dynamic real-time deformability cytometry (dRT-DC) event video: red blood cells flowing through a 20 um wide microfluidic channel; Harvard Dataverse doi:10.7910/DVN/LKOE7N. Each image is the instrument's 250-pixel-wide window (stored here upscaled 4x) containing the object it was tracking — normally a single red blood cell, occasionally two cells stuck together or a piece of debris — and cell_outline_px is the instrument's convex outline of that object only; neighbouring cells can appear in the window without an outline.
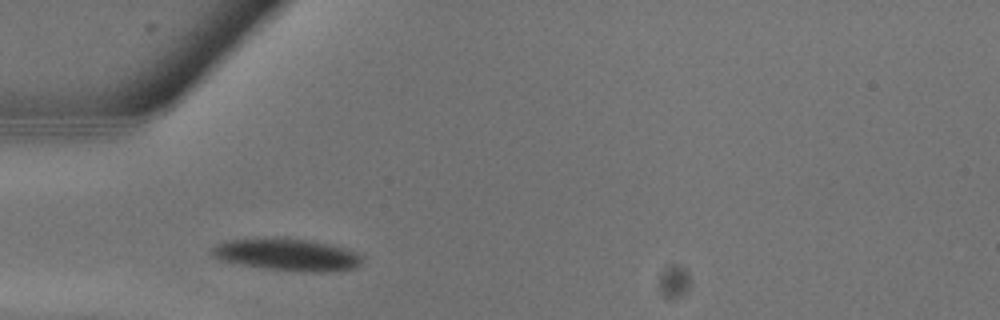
{"species": "common noctule bat (a hibernating species)", "species_latin": "Nyctalus noctula", "temperature_condition": "warm", "stored_images_in_passage": 11, "camera_frame_rate_fps": 3000, "um_per_image_px": 0.085, "animal": {"sex": "male", "body_mass_g": 13.3}, "frame": {"image": 1, "passage_image": 3, "time_ms": 0.667, "image_size_px": [1000, 320], "cell_outline_px": [[364, 256], [360, 264], [352, 268], [324, 272], [300, 272], [264, 268], [216, 260], [212, 256], [212, 248], [216, 244], [228, 240], [312, 240], [360, 252]], "centroid_in_image_um": [24.44, 21.69], "position_along_channel_um": 60.6, "area_um2": 27.51}}
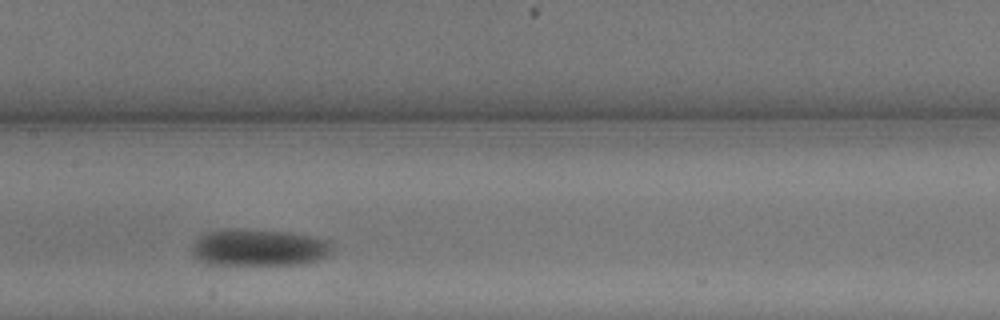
{"frame": {"image": 2, "passage_image": 8, "time_ms": 2.333, "image_size_px": [1000, 320], "cell_outline_px": [[332, 252], [320, 260], [304, 264], [208, 264], [192, 256], [192, 248], [196, 240], [200, 236], [208, 232], [224, 228], [240, 228], [284, 232], [308, 236], [328, 240], [332, 244]], "centroid_in_image_um": [22.0, 21.04], "position_along_channel_um": 185.4, "area_um2": 30.17}}
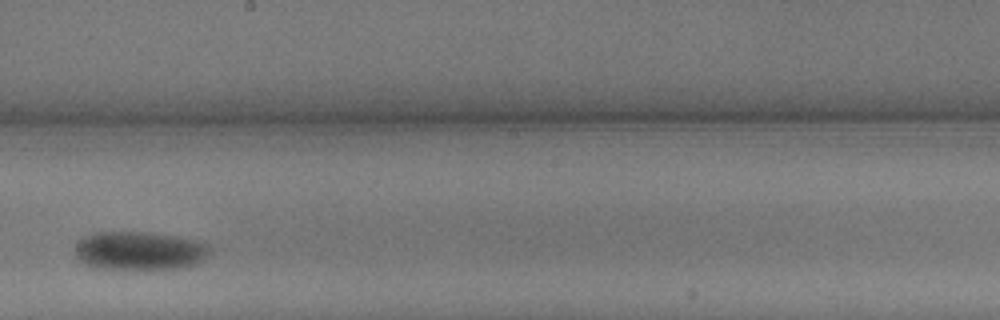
{"frame": {"image": 3, "passage_image": 10, "time_ms": 3.0, "image_size_px": [1000, 320], "cell_outline_px": [[212, 248], [204, 260], [188, 268], [108, 268], [88, 264], [80, 260], [76, 256], [76, 248], [84, 236], [96, 232], [144, 232], [192, 240], [208, 244]], "centroid_in_image_um": [11.92, 21.31], "position_along_channel_um": 236.3, "area_um2": 29.48}}